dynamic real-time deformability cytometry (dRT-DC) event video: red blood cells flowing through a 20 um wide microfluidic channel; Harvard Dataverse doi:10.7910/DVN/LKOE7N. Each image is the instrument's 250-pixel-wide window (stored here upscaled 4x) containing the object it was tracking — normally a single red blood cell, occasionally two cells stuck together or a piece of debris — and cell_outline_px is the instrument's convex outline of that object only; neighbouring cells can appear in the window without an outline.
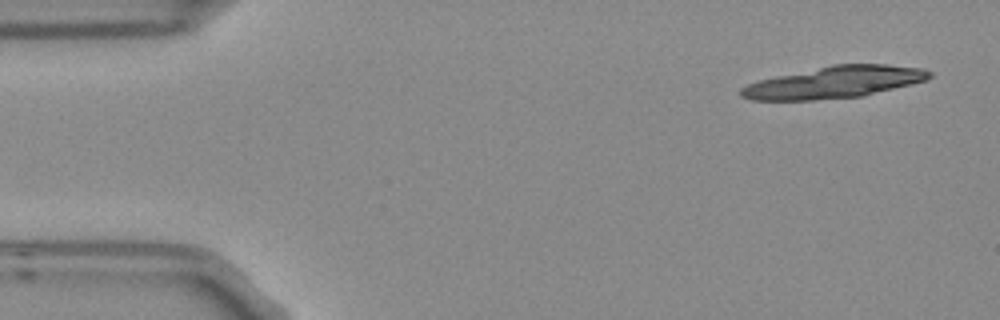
{"species": "Egyptian fruit bat (a non-hibernating species)", "species_latin": "Rousettus aegyptiacus", "temperature_condition": "room temperature", "stored_images_in_passage": 5, "camera_frame_rate_fps": 3000, "um_per_image_px": 0.085, "frame": {"image": 1, "passage_image": 1, "time_ms": 0.0, "image_size_px": [1000, 320], "cell_outline_px": [[932, 76], [928, 80], [860, 96], [816, 100], [752, 100], [740, 96], [740, 88], [748, 84], [760, 80], [776, 76], [832, 64], [888, 64], [924, 68], [932, 72]], "centroid_in_image_um": [70.93, 6.98], "position_along_channel_um": 14.1, "area_um2": 34.85}}
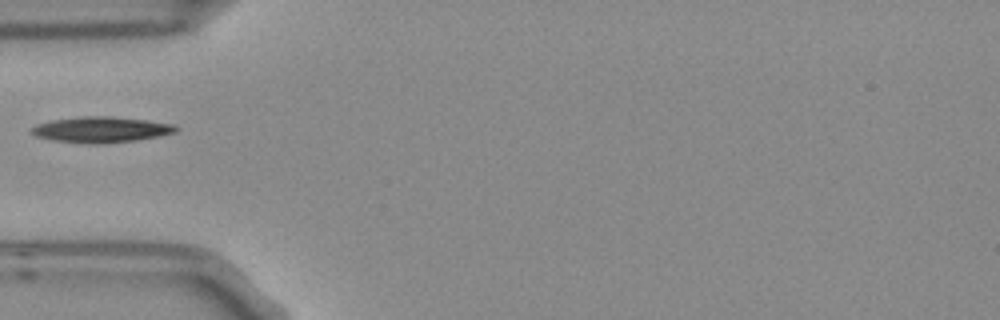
{"frame": {"image": 2, "passage_image": 5, "time_ms": 1.333, "image_size_px": [1000, 320], "cell_outline_px": [[180, 128], [176, 132], [160, 136], [136, 140], [92, 144], [52, 140], [36, 136], [32, 132], [32, 128], [36, 124], [52, 120], [80, 116], [112, 116], [148, 120], [176, 124]], "centroid_in_image_um": [8.65, 11.0], "position_along_channel_um": 76.4, "area_um2": 21.73}}